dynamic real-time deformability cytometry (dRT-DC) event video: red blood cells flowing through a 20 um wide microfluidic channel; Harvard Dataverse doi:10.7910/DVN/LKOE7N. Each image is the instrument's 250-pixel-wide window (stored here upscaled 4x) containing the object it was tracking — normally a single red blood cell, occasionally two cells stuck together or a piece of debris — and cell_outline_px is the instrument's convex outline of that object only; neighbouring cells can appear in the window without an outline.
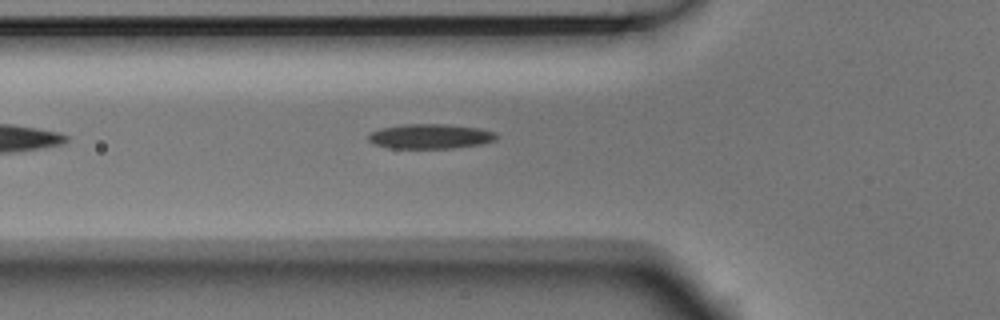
{"species": "Egyptian fruit bat (a non-hibernating species)", "species_latin": "Rousettus aegyptiacus", "temperature_condition": "room temperature", "stored_images_in_passage": 6, "segment_of_instrument_passage": [2, 2], "camera_frame_rate_fps": 3000, "um_per_image_px": 0.085, "animal": {"sex": "male"}, "frame": {"image": 1, "passage_image": 6, "time_ms": 1.667, "image_size_px": [1000, 320], "cell_outline_px": [[500, 136], [496, 140], [480, 144], [452, 148], [388, 148], [376, 144], [368, 140], [368, 132], [380, 128], [404, 124], [448, 124], [480, 128], [496, 132]], "centroid_in_image_um": [36.59, 11.58], "position_along_channel_um": 89.2, "area_um2": 18.67}}